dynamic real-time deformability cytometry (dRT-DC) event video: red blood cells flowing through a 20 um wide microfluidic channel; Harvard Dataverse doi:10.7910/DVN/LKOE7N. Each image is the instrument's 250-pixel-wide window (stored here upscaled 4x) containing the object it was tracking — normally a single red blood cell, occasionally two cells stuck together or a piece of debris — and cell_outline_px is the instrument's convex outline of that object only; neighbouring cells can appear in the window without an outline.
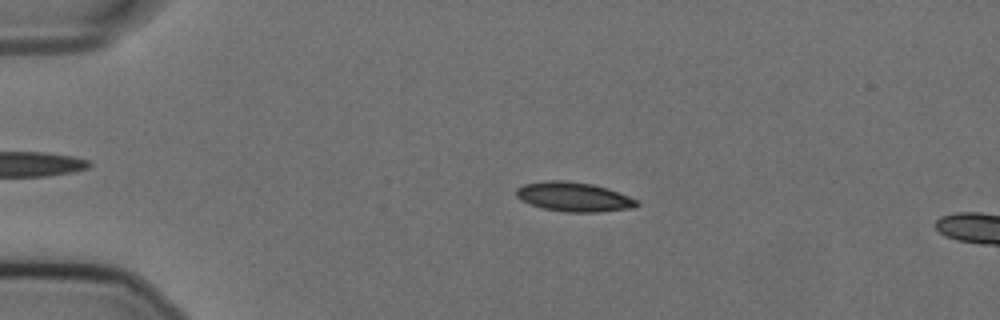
{"species": "Egyptian fruit bat (a non-hibernating species)", "species_latin": "Rousettus aegyptiacus", "temperature_condition": "cold", "stored_images_in_passage": 57, "camera_frame_rate_fps": 3000, "um_per_image_px": 0.085, "animal": {"sex": "female"}, "frame": {"image": 1, "passage_image": 12, "time_ms": 3.667, "image_size_px": [1000, 320], "cell_outline_px": [[640, 204], [636, 208], [600, 212], [564, 212], [544, 208], [520, 200], [516, 196], [516, 188], [524, 184], [544, 180], [568, 180], [592, 184], [608, 188], [628, 196], [636, 200]], "centroid_in_image_um": [48.78, 16.73], "position_along_channel_um": 36.2, "area_um2": 20.81}}
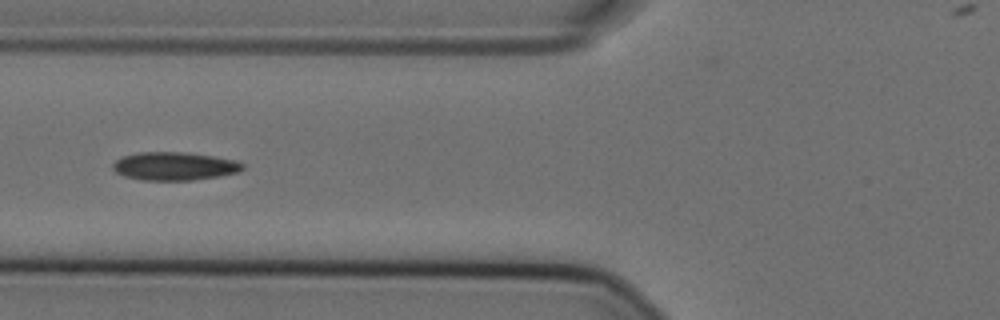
{"frame": {"image": 2, "passage_image": 22, "time_ms": 7.0, "image_size_px": [1000, 320], "cell_outline_px": [[244, 168], [236, 172], [220, 176], [192, 180], [144, 180], [124, 176], [116, 172], [112, 168], [112, 164], [116, 160], [124, 156], [140, 152], [184, 152], [212, 156], [236, 160], [244, 164]], "centroid_in_image_um": [14.82, 14.12], "position_along_channel_um": 111.0, "area_um2": 21.21}}
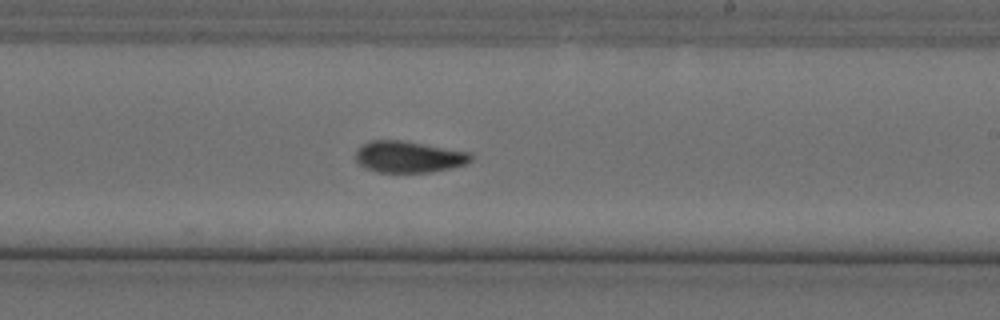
{"frame": {"image": 3, "passage_image": 34, "time_ms": 11.0, "image_size_px": [1000, 320], "cell_outline_px": [[472, 160], [464, 164], [448, 168], [428, 172], [376, 172], [364, 168], [356, 160], [356, 148], [372, 140], [400, 140], [472, 152]], "centroid_in_image_um": [34.72, 13.33], "position_along_channel_um": 254.3, "area_um2": 21.04}, "authors_computed_cell_mechanics": {"area_um2": 20.5768, "velocity_mm_per_s": 3.589, "shape_relaxation_time_tau1_ms": 6.097, "shape_relaxation_time_tau2_ms": 2.2881, "deformation_change_tau1": 0.1725, "deformation_change_tau2": 0.0846}}